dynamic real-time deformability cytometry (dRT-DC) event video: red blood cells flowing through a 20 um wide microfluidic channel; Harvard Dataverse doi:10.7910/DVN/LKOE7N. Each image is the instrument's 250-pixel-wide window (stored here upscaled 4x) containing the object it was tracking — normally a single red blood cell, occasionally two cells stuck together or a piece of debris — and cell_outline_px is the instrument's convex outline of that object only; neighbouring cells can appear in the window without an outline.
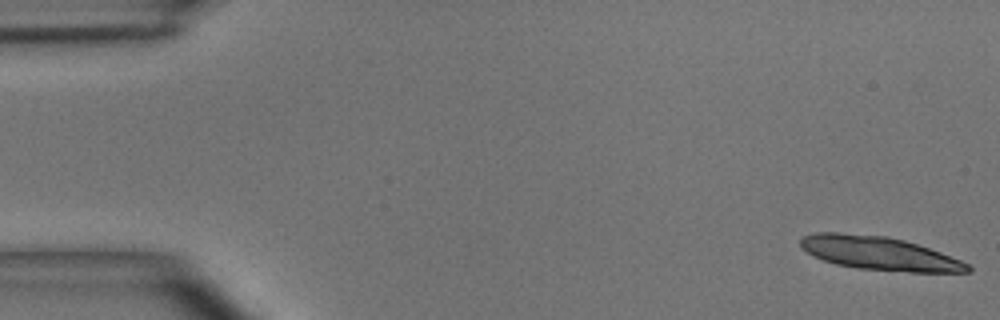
{"species": "common noctule bat (a hibernating species)", "species_latin": "Nyctalus noctula", "temperature_condition": "room temperature", "stored_images_in_passage": 20, "camera_frame_rate_fps": 3000, "um_per_image_px": 0.085, "animal": {"sex": "male", "body_mass_g": 15.6}, "frame": {"image": 1, "passage_image": 1, "time_ms": 0.0, "image_size_px": [1000, 320], "cell_outline_px": [[972, 272], [908, 272], [856, 268], [836, 264], [824, 260], [808, 252], [800, 244], [800, 240], [804, 236], [816, 232], [840, 232], [888, 236], [904, 240], [940, 252], [960, 260], [968, 264], [972, 268]], "centroid_in_image_um": [74.75, 21.53], "position_along_channel_um": 10.2, "area_um2": 32.43}}
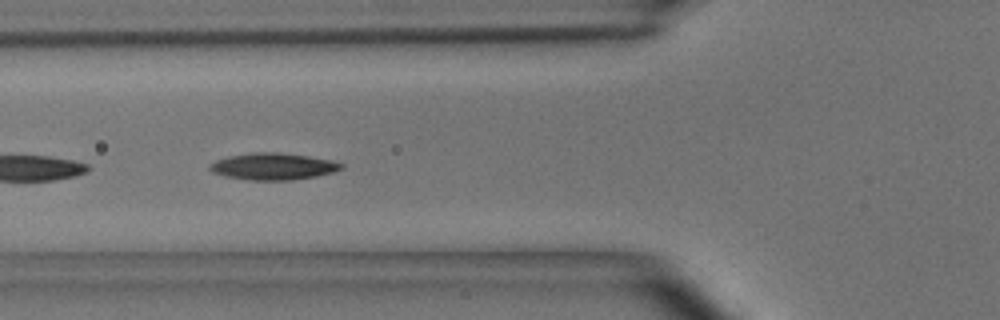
{"frame": {"image": 2, "passage_image": 18, "time_ms": 5.667, "image_size_px": [1000, 320], "cell_outline_px": [[344, 168], [336, 172], [316, 176], [292, 180], [248, 180], [228, 176], [212, 172], [208, 168], [208, 164], [216, 160], [228, 156], [252, 152], [276, 152], [308, 156], [332, 160], [344, 164]], "centroid_in_image_um": [23.24, 14.14], "position_along_channel_um": 102.6, "area_um2": 20.63}}